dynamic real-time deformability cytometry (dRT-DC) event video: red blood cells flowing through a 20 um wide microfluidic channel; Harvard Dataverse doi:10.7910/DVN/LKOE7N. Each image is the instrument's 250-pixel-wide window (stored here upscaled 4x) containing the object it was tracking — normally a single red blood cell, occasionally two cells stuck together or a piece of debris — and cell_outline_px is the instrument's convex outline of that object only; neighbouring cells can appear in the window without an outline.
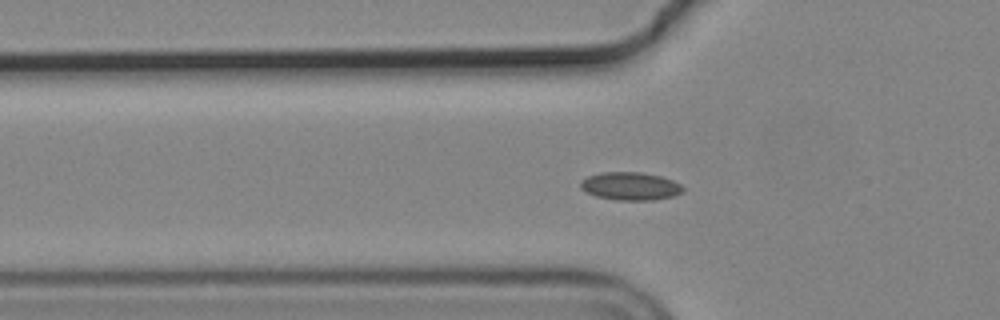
{"species": "common noctule bat (a hibernating species)", "species_latin": "Nyctalus noctula", "temperature_condition": "cold", "stored_images_in_passage": 49, "camera_frame_rate_fps": 3000, "um_per_image_px": 0.085, "animal": {"sex": "male", "body_mass_g": 19.2, "forearm_length_mm": 51.8}, "frame": {"image": 1, "passage_image": 11, "time_ms": 3.333, "image_size_px": [1000, 320], "cell_outline_px": [[684, 192], [672, 196], [652, 200], [616, 200], [596, 196], [580, 188], [580, 180], [588, 176], [600, 172], [640, 172], [660, 176], [672, 180], [680, 184], [684, 188]], "centroid_in_image_um": [53.57, 15.82], "position_along_channel_um": 72.2, "area_um2": 16.7}}
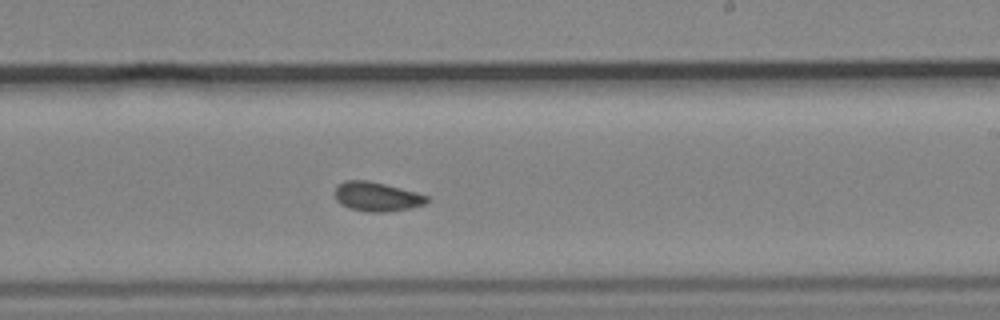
{"frame": {"image": 2, "passage_image": 26, "time_ms": 8.333, "image_size_px": [1000, 320], "cell_outline_px": [[428, 200], [424, 204], [408, 208], [384, 212], [368, 212], [348, 208], [340, 204], [336, 200], [332, 192], [344, 180], [368, 180], [416, 192], [428, 196]], "centroid_in_image_um": [31.96, 16.71], "position_along_channel_um": 257.0, "area_um2": 15.66}}
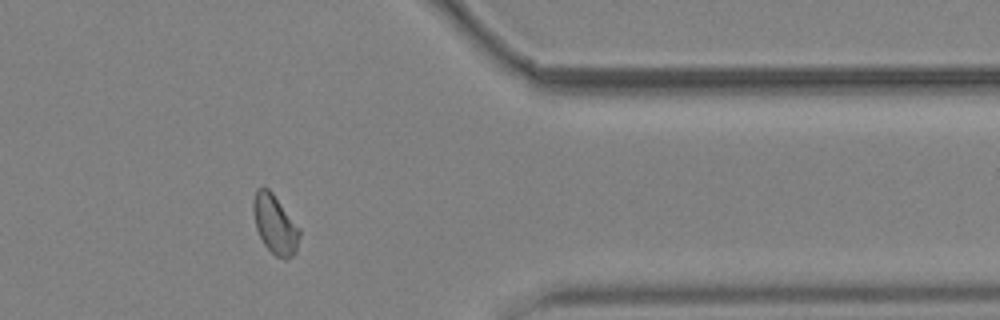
{"frame": {"image": 3, "passage_image": 38, "time_ms": 12.333, "image_size_px": [1000, 320], "cell_outline_px": [[300, 236], [296, 252], [288, 260], [284, 260], [276, 256], [264, 244], [256, 228], [252, 208], [252, 200], [256, 188], [264, 184], [272, 192], [300, 228]], "centroid_in_image_um": [23.36, 19.04], "position_along_channel_um": 388.0, "area_um2": 16.18}, "authors_computed_cell_mechanics": {"area_um2": 15.6638, "velocity_mm_per_s": 3.6933, "shape_relaxation_time_tau1_ms": 6.6745, "shape_relaxation_time_tau2_ms": 2.0374, "deformation_change_tau1": 0.0963, "deformation_change_tau2": 0.0489}}